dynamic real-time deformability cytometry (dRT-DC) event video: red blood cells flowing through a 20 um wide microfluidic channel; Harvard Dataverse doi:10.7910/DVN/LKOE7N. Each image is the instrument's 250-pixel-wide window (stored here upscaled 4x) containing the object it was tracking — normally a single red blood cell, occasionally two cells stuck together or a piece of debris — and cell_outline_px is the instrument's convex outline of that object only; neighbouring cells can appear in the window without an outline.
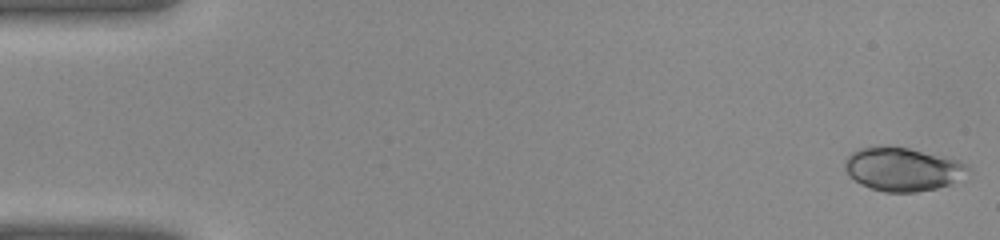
{"species": "common noctule bat (a hibernating species)", "species_latin": "Nyctalus noctula", "temperature_condition": "warm", "stored_images_in_passage": 40, "camera_frame_rate_fps": 3000, "um_per_image_px": 0.085, "animal": {"sex": "female", "body_mass_g": 22.0, "forearm_length_mm": 56.7}, "frame": {"image": 1, "passage_image": 1, "time_ms": 0.0, "image_size_px": [1000, 240], "cell_outline_px": [[968, 168], [948, 184], [936, 188], [916, 192], [884, 192], [872, 188], [848, 176], [844, 168], [844, 160], [852, 152], [860, 148], [876, 144], [888, 144], [908, 148], [960, 160]], "centroid_in_image_um": [76.6, 14.33], "position_along_channel_um": 8.4, "area_um2": 30.92}}
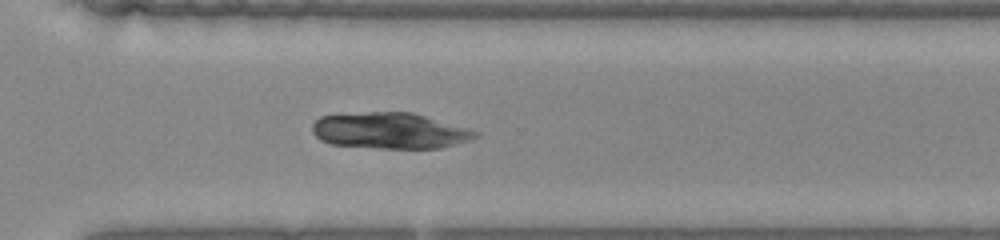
{"frame": {"image": 2, "passage_image": 29, "time_ms": 9.333, "image_size_px": [1000, 240], "cell_outline_px": [[480, 132], [476, 136], [468, 140], [456, 144], [440, 148], [380, 148], [328, 144], [320, 140], [312, 132], [312, 124], [320, 116], [368, 112], [412, 112], [468, 128]], "centroid_in_image_um": [33.11, 11.11], "position_along_channel_um": 337.5, "area_um2": 34.22}}
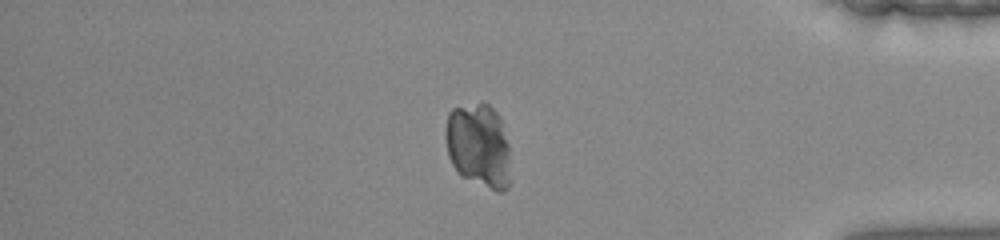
{"frame": {"image": 3, "passage_image": 34, "time_ms": 11.0, "image_size_px": [1000, 240], "cell_outline_px": [[512, 180], [508, 188], [504, 192], [496, 192], [460, 176], [456, 172], [448, 156], [448, 112], [452, 108], [476, 104], [488, 104], [500, 116], [508, 144]], "centroid_in_image_um": [40.75, 12.45], "position_along_channel_um": 394.4, "area_um2": 31.96}}